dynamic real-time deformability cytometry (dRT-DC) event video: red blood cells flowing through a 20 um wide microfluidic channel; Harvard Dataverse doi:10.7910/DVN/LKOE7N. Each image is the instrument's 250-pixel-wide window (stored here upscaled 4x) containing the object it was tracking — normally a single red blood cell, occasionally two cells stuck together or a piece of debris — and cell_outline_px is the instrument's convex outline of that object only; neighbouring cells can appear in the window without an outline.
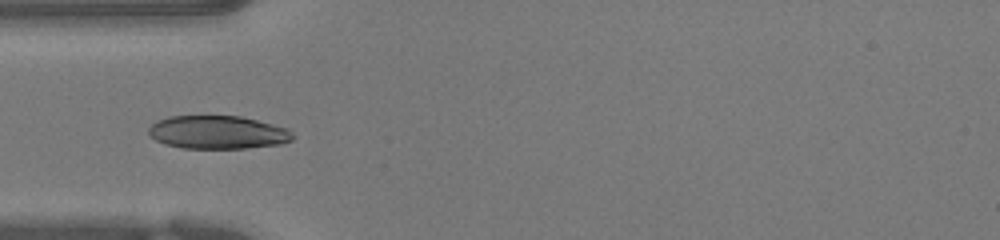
{"species": "human", "species_latin": "Homo sapiens", "temperature_condition": "warm", "stored_images_in_passage": 37, "camera_frame_rate_fps": 3000, "um_per_image_px": 0.085, "donor": {"sex": "female"}, "frame": {"image": 1, "passage_image": 1, "time_ms": 0.0, "image_size_px": [1000, 240], "cell_outline_px": [[296, 136], [292, 140], [280, 144], [244, 148], [180, 148], [164, 144], [156, 140], [148, 132], [148, 128], [156, 120], [168, 116], [240, 116], [288, 128]], "centroid_in_image_um": [18.5, 11.24], "position_along_channel_um": 66.5, "area_um2": 27.98}}
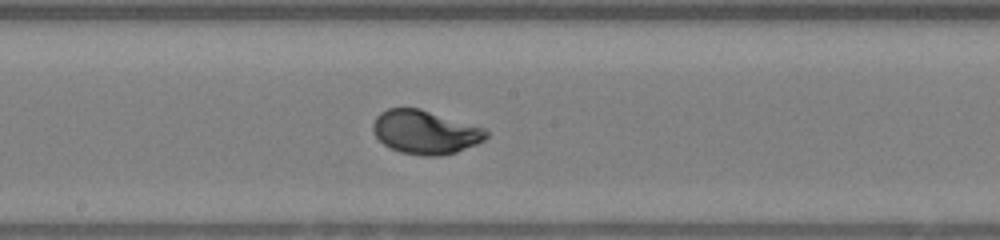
{"frame": {"image": 2, "passage_image": 12, "time_ms": 3.667, "image_size_px": [1000, 240], "cell_outline_px": [[488, 136], [484, 140], [476, 144], [456, 152], [440, 156], [420, 156], [400, 152], [384, 144], [376, 136], [372, 128], [372, 124], [376, 116], [380, 112], [388, 108], [420, 108], [484, 128], [488, 132]], "centroid_in_image_um": [36.13, 11.23], "position_along_channel_um": 212.1, "area_um2": 28.78}}
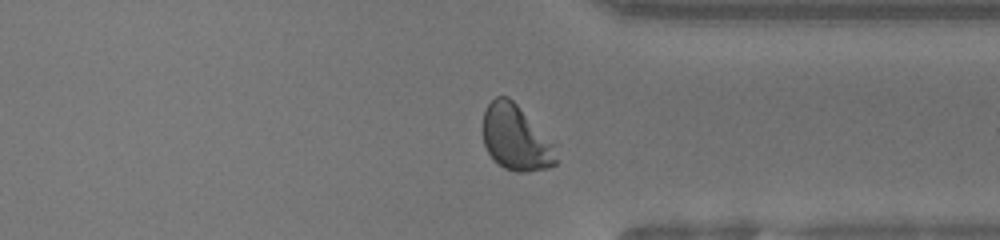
{"frame": {"image": 3, "passage_image": 24, "time_ms": 7.667, "image_size_px": [1000, 240], "cell_outline_px": [[556, 164], [548, 168], [524, 172], [516, 172], [504, 168], [488, 152], [484, 144], [484, 112], [488, 104], [496, 96], [508, 96], [556, 144]], "centroid_in_image_um": [43.88, 11.73], "position_along_channel_um": 367.5, "area_um2": 27.69}}